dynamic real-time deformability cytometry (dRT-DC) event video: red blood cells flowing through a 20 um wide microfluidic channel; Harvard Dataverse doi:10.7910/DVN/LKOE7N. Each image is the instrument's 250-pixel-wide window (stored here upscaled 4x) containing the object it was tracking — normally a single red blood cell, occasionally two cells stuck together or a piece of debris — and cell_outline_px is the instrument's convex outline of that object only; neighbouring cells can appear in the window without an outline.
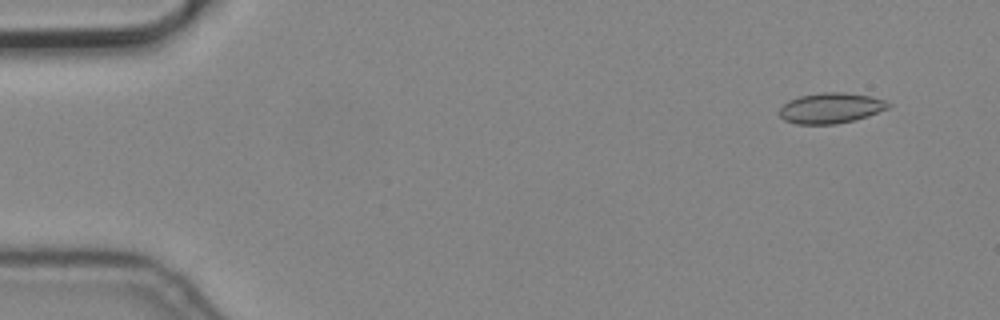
{"species": "common noctule bat (a hibernating species)", "species_latin": "Nyctalus noctula", "temperature_condition": "cold", "stored_images_in_passage": 4, "camera_frame_rate_fps": 3000, "um_per_image_px": 0.085, "animal": {"sex": "male", "body_mass_g": 19.2, "forearm_length_mm": 51.8}, "frame": {"image": 1, "passage_image": 1, "time_ms": 0.0, "image_size_px": [1000, 320], "cell_outline_px": [[892, 104], [888, 108], [868, 116], [856, 120], [836, 124], [796, 124], [784, 120], [780, 116], [780, 108], [788, 100], [800, 96], [820, 92], [844, 92], [868, 96], [884, 100]], "centroid_in_image_um": [70.61, 9.19], "position_along_channel_um": 14.4, "area_um2": 19.36}}
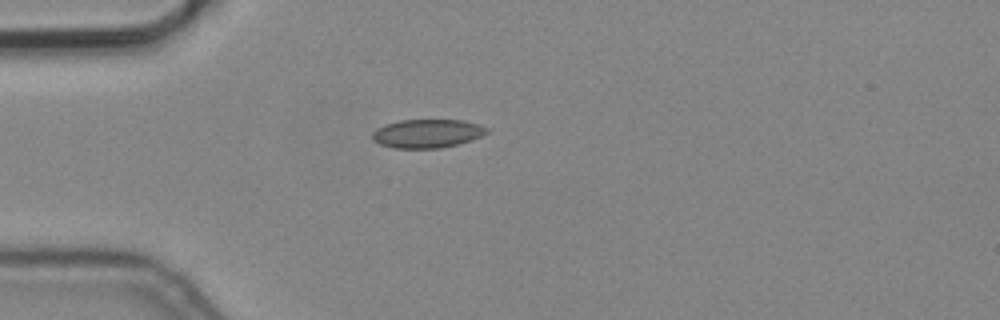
{"frame": {"image": 2, "passage_image": 4, "time_ms": 1.0, "image_size_px": [1000, 320], "cell_outline_px": [[488, 132], [472, 140], [440, 148], [392, 148], [380, 144], [372, 140], [372, 132], [376, 128], [384, 124], [400, 120], [464, 120], [480, 124], [488, 128]], "centroid_in_image_um": [36.29, 11.34], "position_along_channel_um": 48.7, "area_um2": 19.19}}